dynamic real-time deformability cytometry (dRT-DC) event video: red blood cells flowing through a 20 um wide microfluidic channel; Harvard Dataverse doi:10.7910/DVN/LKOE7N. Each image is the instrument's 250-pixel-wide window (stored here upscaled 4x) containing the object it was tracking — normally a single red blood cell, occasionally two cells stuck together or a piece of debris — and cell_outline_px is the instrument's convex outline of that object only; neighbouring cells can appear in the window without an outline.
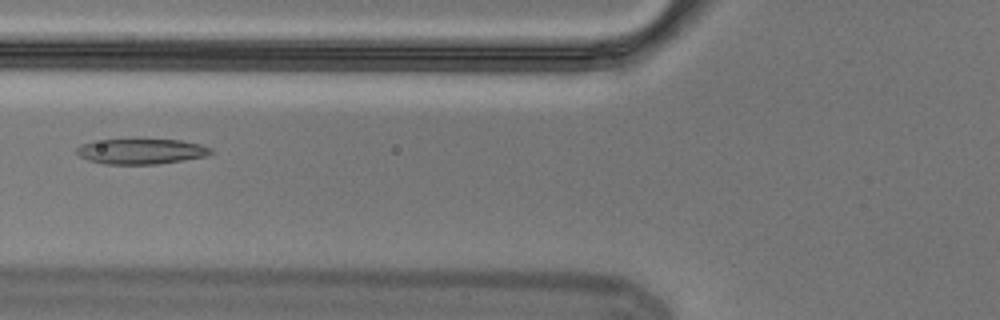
{"species": "Egyptian fruit bat (a non-hibernating species)", "species_latin": "Rousettus aegyptiacus", "temperature_condition": "cold", "stored_images_in_passage": 4, "camera_frame_rate_fps": 3000, "um_per_image_px": 0.085, "animal": {"sex": "male"}, "frame": {"image": 1, "passage_image": 4, "time_ms": 1.0, "image_size_px": [1000, 320], "cell_outline_px": [[216, 152], [208, 156], [160, 164], [104, 164], [88, 160], [80, 156], [76, 152], [76, 148], [80, 144], [92, 140], [132, 136], [140, 136], [180, 140], [200, 144], [212, 148]], "centroid_in_image_um": [11.99, 12.8], "position_along_channel_um": 113.8, "area_um2": 21.39}}